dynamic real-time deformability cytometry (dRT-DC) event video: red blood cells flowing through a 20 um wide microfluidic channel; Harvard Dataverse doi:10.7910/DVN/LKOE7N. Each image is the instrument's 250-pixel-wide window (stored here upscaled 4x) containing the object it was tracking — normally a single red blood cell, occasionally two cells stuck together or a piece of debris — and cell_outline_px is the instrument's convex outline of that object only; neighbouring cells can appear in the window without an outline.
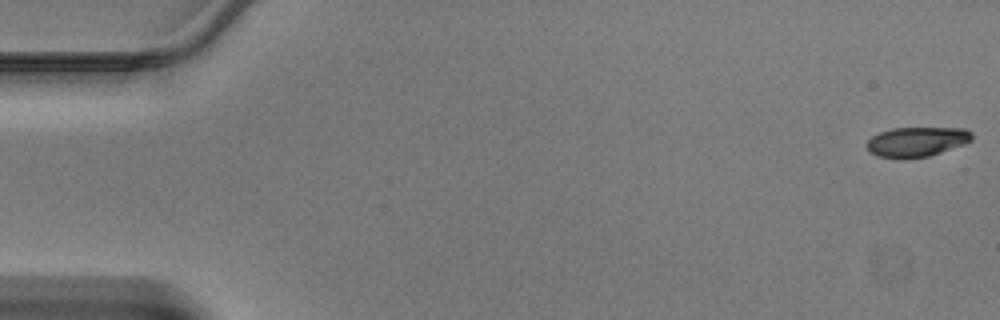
{"species": "Egyptian fruit bat (a non-hibernating species)", "species_latin": "Rousettus aegyptiacus", "temperature_condition": "warm", "stored_images_in_passage": 10, "camera_frame_rate_fps": 3000, "um_per_image_px": 0.085, "animal": {"sex": "male"}, "frame": {"image": 1, "passage_image": 1, "time_ms": 0.0, "image_size_px": [1000, 320], "cell_outline_px": [[972, 140], [964, 144], [928, 156], [880, 156], [868, 152], [864, 144], [872, 136], [880, 132], [892, 128], [964, 128], [972, 132]], "centroid_in_image_um": [77.92, 12.01], "position_along_channel_um": 7.1, "area_um2": 17.74}}